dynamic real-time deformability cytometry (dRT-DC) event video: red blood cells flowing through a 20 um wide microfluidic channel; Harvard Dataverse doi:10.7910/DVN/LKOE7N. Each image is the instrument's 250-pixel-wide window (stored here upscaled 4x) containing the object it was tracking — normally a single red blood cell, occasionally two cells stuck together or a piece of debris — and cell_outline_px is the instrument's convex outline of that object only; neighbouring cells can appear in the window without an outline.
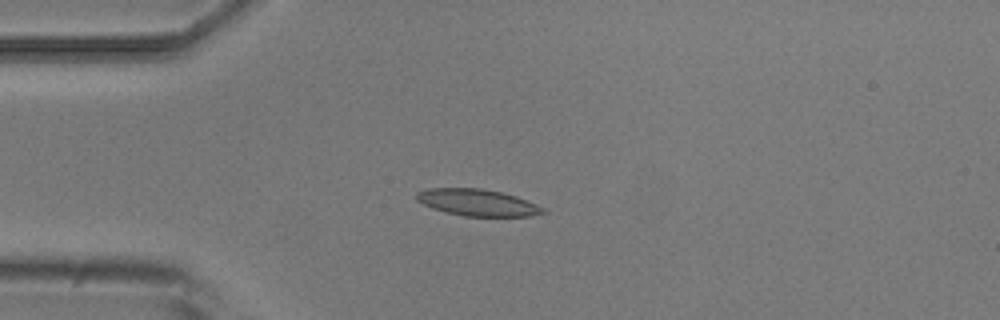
{"species": "common noctule bat (a hibernating species)", "species_latin": "Nyctalus noctula", "temperature_condition": "room temperature", "stored_images_in_passage": 4, "camera_frame_rate_fps": 3000, "um_per_image_px": 0.085, "animal": {"sex": "male", "body_mass_g": 20.5, "forearm_length_mm": 52.5}, "frame": {"image": 1, "passage_image": 3, "time_ms": 2.333, "image_size_px": [1000, 320], "cell_outline_px": [[548, 212], [528, 216], [464, 216], [432, 208], [416, 200], [416, 192], [428, 188], [480, 188], [500, 192], [516, 196], [536, 204], [544, 208]], "centroid_in_image_um": [40.58, 17.21], "position_along_channel_um": 44.4, "area_um2": 19.54}}
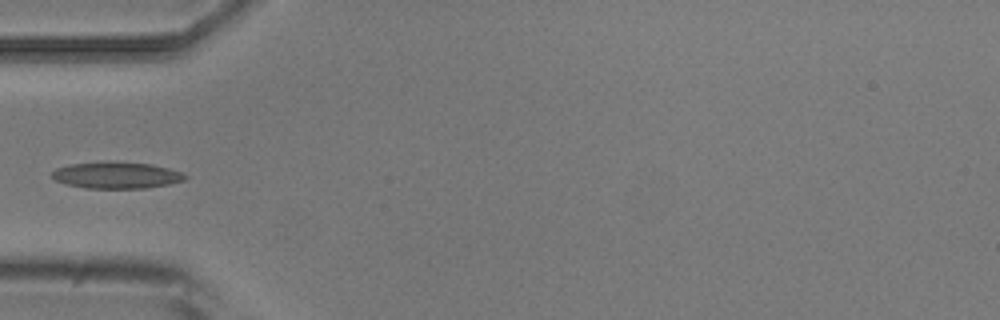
{"frame": {"image": 2, "passage_image": 4, "time_ms": 3.667, "image_size_px": [1000, 320], "cell_outline_px": [[188, 176], [184, 180], [168, 184], [144, 188], [88, 188], [68, 184], [56, 180], [52, 176], [52, 172], [56, 168], [72, 164], [152, 164], [168, 168], [180, 172]], "centroid_in_image_um": [9.94, 14.93], "position_along_channel_um": 75.1, "area_um2": 19.42}}